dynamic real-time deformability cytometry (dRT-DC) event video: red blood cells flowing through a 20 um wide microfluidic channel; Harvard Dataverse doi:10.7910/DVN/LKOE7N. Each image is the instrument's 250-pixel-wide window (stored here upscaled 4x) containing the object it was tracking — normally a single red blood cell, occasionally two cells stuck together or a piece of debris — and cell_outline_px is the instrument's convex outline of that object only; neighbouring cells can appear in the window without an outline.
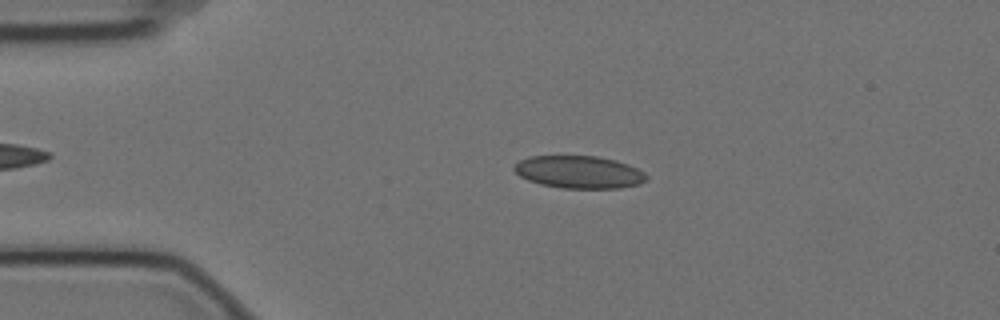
{"species": "Egyptian fruit bat (a non-hibernating species)", "species_latin": "Rousettus aegyptiacus", "temperature_condition": "cold", "stored_images_in_passage": 5, "camera_frame_rate_fps": 3000, "um_per_image_px": 0.085, "animal": {"sex": "female"}, "frame": {"image": 1, "passage_image": 4, "time_ms": 1.0, "image_size_px": [1000, 320], "cell_outline_px": [[648, 180], [640, 184], [620, 188], [564, 188], [540, 184], [528, 180], [520, 176], [512, 168], [520, 160], [532, 156], [596, 156], [616, 160], [628, 164], [644, 172], [648, 176]], "centroid_in_image_um": [49.25, 14.63], "position_along_channel_um": 35.7, "area_um2": 25.09}}